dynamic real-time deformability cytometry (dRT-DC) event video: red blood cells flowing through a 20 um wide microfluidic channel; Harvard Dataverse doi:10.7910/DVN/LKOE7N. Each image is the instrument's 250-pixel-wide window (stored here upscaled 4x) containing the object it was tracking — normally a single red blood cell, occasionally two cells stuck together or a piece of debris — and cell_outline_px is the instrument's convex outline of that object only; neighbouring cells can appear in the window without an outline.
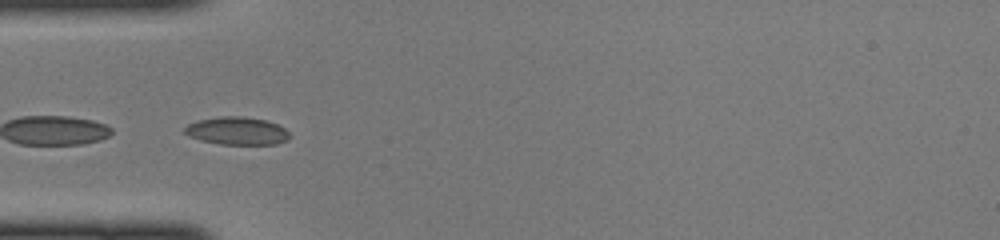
{"species": "common noctule bat (a hibernating species)", "species_latin": "Nyctalus noctula", "temperature_condition": "cold", "stored_images_in_passage": 46, "segment_of_instrument_passage": [2, 2], "camera_frame_rate_fps": 3000, "um_per_image_px": 0.085, "animal": {"sex": "female", "body_mass_g": 22.0, "forearm_length_mm": 56.7}, "frame": {"image": 1, "passage_image": 15, "time_ms": 4.667, "image_size_px": [1000, 240], "cell_outline_px": [[288, 140], [276, 144], [220, 144], [200, 140], [188, 136], [184, 132], [184, 128], [188, 124], [200, 120], [220, 116], [240, 116], [264, 120], [276, 124], [284, 128], [288, 132]], "centroid_in_image_um": [20.12, 11.13], "position_along_channel_um": 64.9, "area_um2": 16.82}}
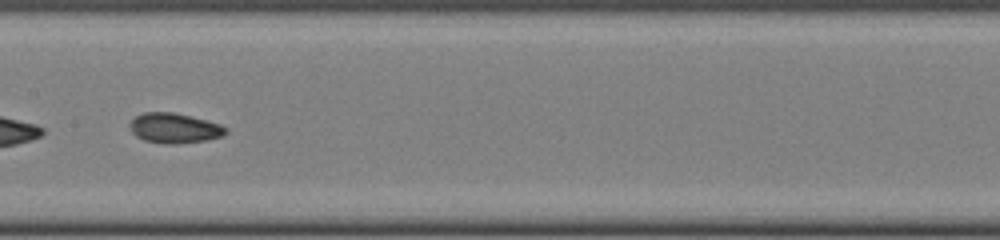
{"frame": {"image": 2, "passage_image": 24, "time_ms": 7.667, "image_size_px": [1000, 240], "cell_outline_px": [[228, 132], [224, 136], [208, 140], [172, 144], [164, 144], [144, 140], [136, 136], [132, 132], [128, 124], [136, 116], [144, 112], [172, 112], [220, 124], [228, 128]], "centroid_in_image_um": [14.83, 10.9], "position_along_channel_um": 192.6, "area_um2": 16.76}}
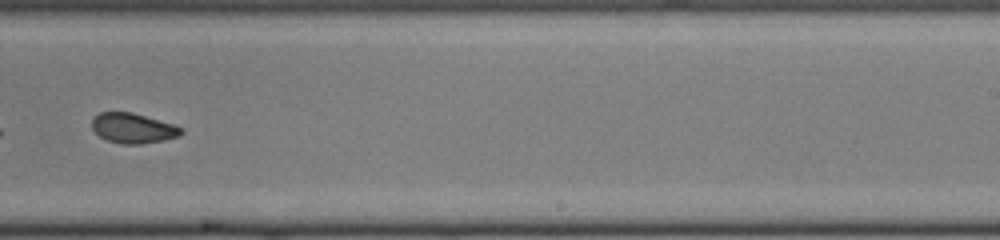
{"frame": {"image": 3, "passage_image": 30, "time_ms": 9.667, "image_size_px": [1000, 240], "cell_outline_px": [[184, 132], [180, 136], [164, 140], [140, 144], [120, 144], [108, 140], [100, 136], [92, 128], [92, 120], [100, 112], [132, 112], [172, 124], [180, 128]], "centroid_in_image_um": [11.31, 10.9], "position_along_channel_um": 277.7, "area_um2": 15.43}}